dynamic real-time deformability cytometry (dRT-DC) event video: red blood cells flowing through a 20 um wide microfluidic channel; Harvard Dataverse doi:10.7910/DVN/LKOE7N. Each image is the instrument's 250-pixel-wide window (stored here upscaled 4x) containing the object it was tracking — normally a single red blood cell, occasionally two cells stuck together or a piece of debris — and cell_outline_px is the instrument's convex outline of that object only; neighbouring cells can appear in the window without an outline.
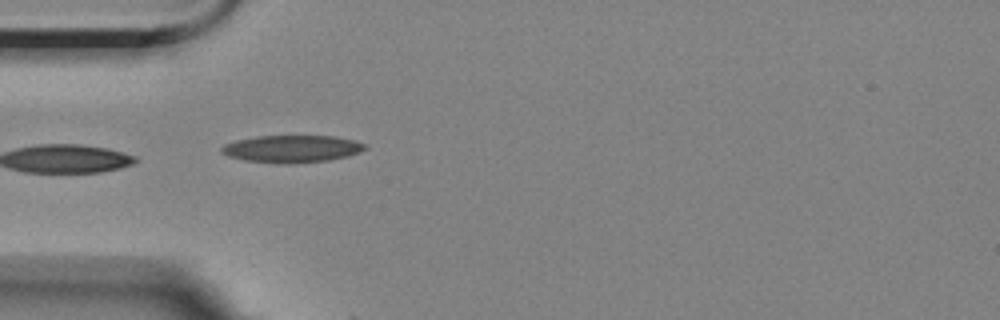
{"species": "Egyptian fruit bat (a non-hibernating species)", "species_latin": "Rousettus aegyptiacus", "temperature_condition": "room temperature", "stored_images_in_passage": 5, "camera_frame_rate_fps": 3000, "um_per_image_px": 0.085, "animal": {"sex": "female"}, "frame": {"image": 1, "passage_image": 4, "time_ms": 3.333, "image_size_px": [1000, 320], "cell_outline_px": [[368, 148], [360, 152], [348, 156], [328, 160], [288, 164], [244, 160], [228, 156], [220, 152], [220, 148], [224, 144], [236, 140], [256, 136], [336, 136], [356, 140], [368, 144]], "centroid_in_image_um": [24.85, 12.64], "position_along_channel_um": 60.2, "area_um2": 23.0}}
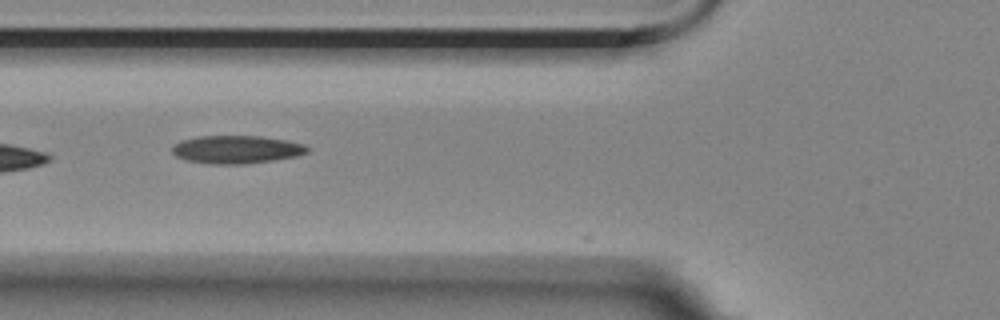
{"frame": {"image": 2, "passage_image": 5, "time_ms": 4.667, "image_size_px": [1000, 320], "cell_outline_px": [[312, 148], [308, 152], [296, 156], [272, 160], [244, 164], [212, 164], [184, 160], [176, 156], [172, 152], [172, 148], [180, 140], [200, 136], [260, 136], [288, 140], [304, 144]], "centroid_in_image_um": [20.12, 12.7], "position_along_channel_um": 105.7, "area_um2": 22.14}}